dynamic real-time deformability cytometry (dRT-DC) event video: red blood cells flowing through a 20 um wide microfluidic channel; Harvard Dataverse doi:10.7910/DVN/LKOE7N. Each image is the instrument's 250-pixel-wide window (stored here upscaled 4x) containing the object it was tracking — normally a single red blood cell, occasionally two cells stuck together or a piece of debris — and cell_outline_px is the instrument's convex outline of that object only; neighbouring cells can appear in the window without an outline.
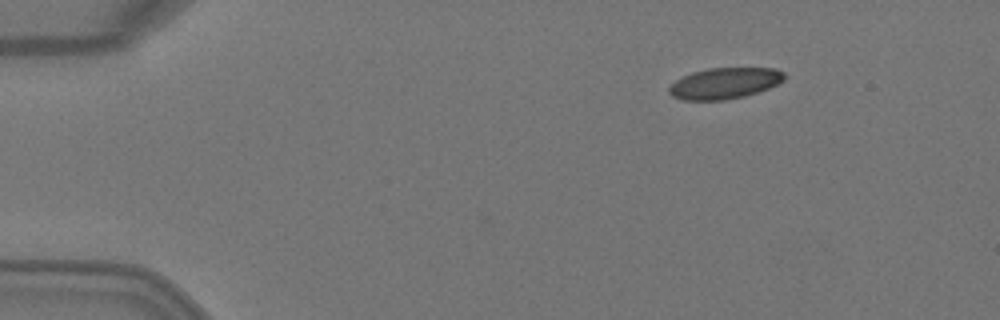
{"species": "Egyptian fruit bat (a non-hibernating species)", "species_latin": "Rousettus aegyptiacus", "temperature_condition": "warm", "stored_images_in_passage": 3, "camera_frame_rate_fps": 3000, "um_per_image_px": 0.085, "animal": {"sex": "female"}, "frame": {"image": 1, "passage_image": 2, "time_ms": 0.333, "image_size_px": [1000, 320], "cell_outline_px": [[788, 76], [784, 80], [768, 88], [744, 96], [724, 100], [684, 100], [672, 96], [668, 92], [668, 88], [676, 80], [692, 72], [708, 68], [776, 68], [784, 72]], "centroid_in_image_um": [61.61, 7.07], "position_along_channel_um": 23.4, "area_um2": 20.87}}